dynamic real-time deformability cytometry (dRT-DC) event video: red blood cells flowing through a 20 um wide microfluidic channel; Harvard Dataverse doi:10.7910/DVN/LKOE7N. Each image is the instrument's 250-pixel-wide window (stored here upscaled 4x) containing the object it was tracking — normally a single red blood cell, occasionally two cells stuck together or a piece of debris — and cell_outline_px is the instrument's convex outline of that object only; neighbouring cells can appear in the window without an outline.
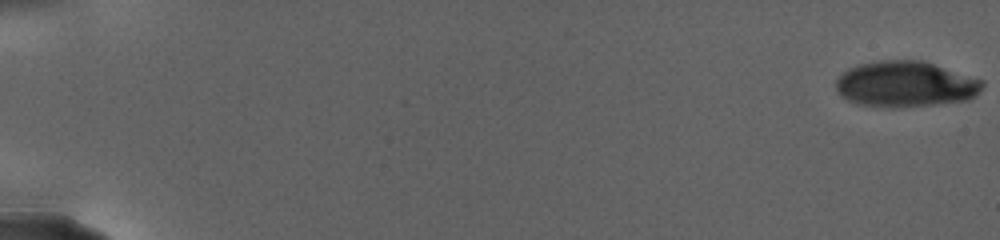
{"species": "human", "species_latin": "Homo sapiens", "temperature_condition": "warm", "stored_images_in_passage": 16, "camera_frame_rate_fps": 3000, "um_per_image_px": 0.085, "donor": {"sex": "female"}, "frame": {"image": 1, "passage_image": 1, "time_ms": 0.0, "image_size_px": [1000, 240], "cell_outline_px": [[984, 84], [976, 96], [968, 100], [932, 104], [856, 104], [848, 100], [836, 92], [836, 80], [848, 68], [856, 64], [880, 60], [924, 60], [984, 80]], "centroid_in_image_um": [76.99, 7.09], "position_along_channel_um": 8.0, "area_um2": 38.32}}
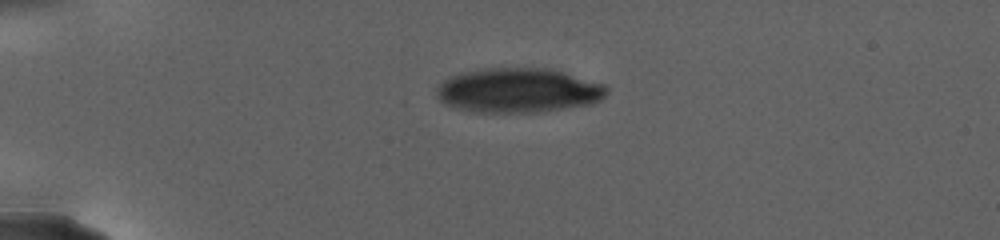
{"frame": {"image": 2, "passage_image": 12, "time_ms": 7.333, "image_size_px": [1000, 240], "cell_outline_px": [[608, 92], [600, 100], [588, 104], [536, 112], [468, 112], [444, 104], [436, 96], [436, 88], [444, 80], [460, 72], [484, 68], [544, 68], [564, 72], [608, 84]], "centroid_in_image_um": [44.04, 7.68], "position_along_channel_um": 41.0, "area_um2": 44.33}}
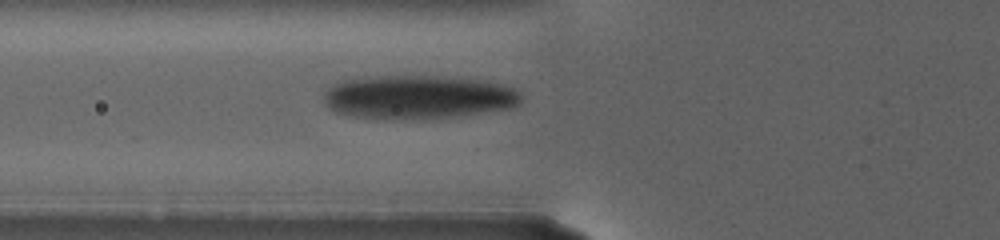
{"frame": {"image": 3, "passage_image": 16, "time_ms": 11.333, "image_size_px": [1000, 240], "cell_outline_px": [[524, 96], [512, 108], [452, 116], [348, 116], [332, 112], [324, 104], [324, 92], [332, 84], [340, 80], [368, 76], [424, 76], [488, 80], [504, 84], [520, 92]], "centroid_in_image_um": [35.51, 8.19], "position_along_channel_um": 90.3, "area_um2": 49.19}}